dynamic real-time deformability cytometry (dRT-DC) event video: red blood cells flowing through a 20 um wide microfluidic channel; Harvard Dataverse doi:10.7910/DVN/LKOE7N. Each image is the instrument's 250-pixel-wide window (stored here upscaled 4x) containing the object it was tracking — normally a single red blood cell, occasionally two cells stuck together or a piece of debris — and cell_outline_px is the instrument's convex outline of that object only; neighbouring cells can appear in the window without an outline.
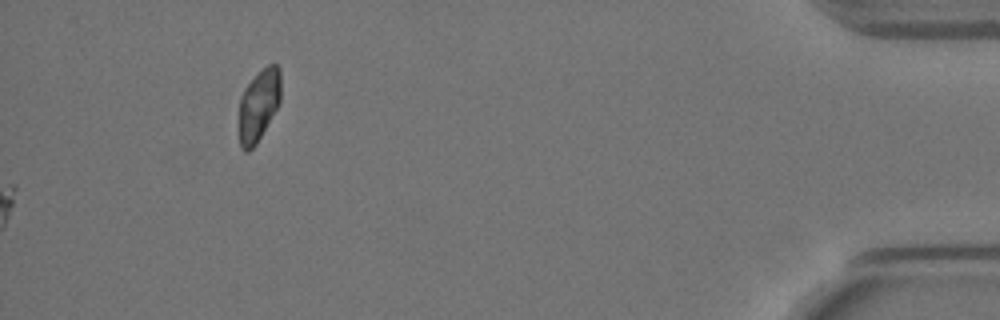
{"species": "Egyptian fruit bat (a non-hibernating species)", "species_latin": "Rousettus aegyptiacus", "temperature_condition": "warm", "stored_images_in_passage": 58, "camera_frame_rate_fps": 3000, "um_per_image_px": 0.085, "animal": {"sex": "female"}, "frame": {"image": 1, "passage_image": 58, "time_ms": 19.0, "image_size_px": [1000, 320], "cell_outline_px": [[280, 104], [256, 144], [248, 152], [244, 152], [240, 148], [240, 96], [244, 88], [268, 64], [276, 64], [280, 68]], "centroid_in_image_um": [22.0, 8.96], "position_along_channel_um": 413.2, "area_um2": 17.34}}